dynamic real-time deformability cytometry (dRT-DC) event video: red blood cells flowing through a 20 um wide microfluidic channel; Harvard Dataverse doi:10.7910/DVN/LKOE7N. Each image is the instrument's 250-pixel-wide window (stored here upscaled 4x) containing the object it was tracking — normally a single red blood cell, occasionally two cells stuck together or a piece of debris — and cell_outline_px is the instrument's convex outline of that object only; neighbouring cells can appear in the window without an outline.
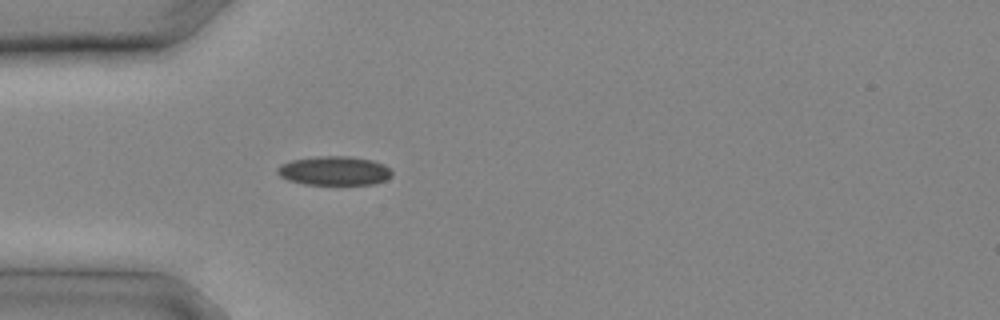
{"species": "common noctule bat (a hibernating species)", "species_latin": "Nyctalus noctula", "temperature_condition": "cold", "stored_images_in_passage": 6, "camera_frame_rate_fps": 3000, "um_per_image_px": 0.085, "animal": {"sex": "male", "body_mass_g": 20.4}, "frame": {"image": 1, "passage_image": 1, "time_ms": 0.0, "image_size_px": [1000, 320], "cell_outline_px": [[392, 176], [384, 180], [372, 184], [304, 184], [288, 180], [280, 176], [276, 172], [276, 168], [280, 164], [292, 160], [316, 156], [348, 156], [372, 160], [384, 164], [392, 172]], "centroid_in_image_um": [28.38, 14.51], "position_along_channel_um": 56.6, "area_um2": 19.36}}
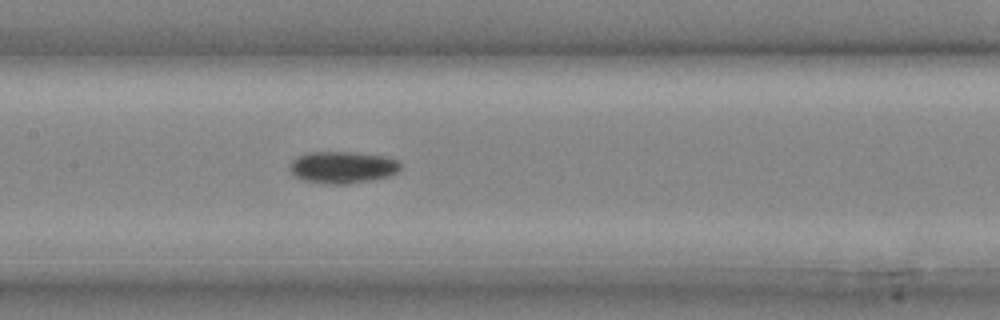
{"frame": {"image": 2, "passage_image": 6, "time_ms": 1.667, "image_size_px": [1000, 320], "cell_outline_px": [[400, 168], [396, 172], [388, 176], [368, 180], [344, 184], [336, 184], [304, 180], [296, 176], [292, 172], [292, 160], [296, 156], [308, 152], [356, 152], [388, 156], [400, 160]], "centroid_in_image_um": [29.17, 14.19], "position_along_channel_um": 178.2, "area_um2": 20.35}}